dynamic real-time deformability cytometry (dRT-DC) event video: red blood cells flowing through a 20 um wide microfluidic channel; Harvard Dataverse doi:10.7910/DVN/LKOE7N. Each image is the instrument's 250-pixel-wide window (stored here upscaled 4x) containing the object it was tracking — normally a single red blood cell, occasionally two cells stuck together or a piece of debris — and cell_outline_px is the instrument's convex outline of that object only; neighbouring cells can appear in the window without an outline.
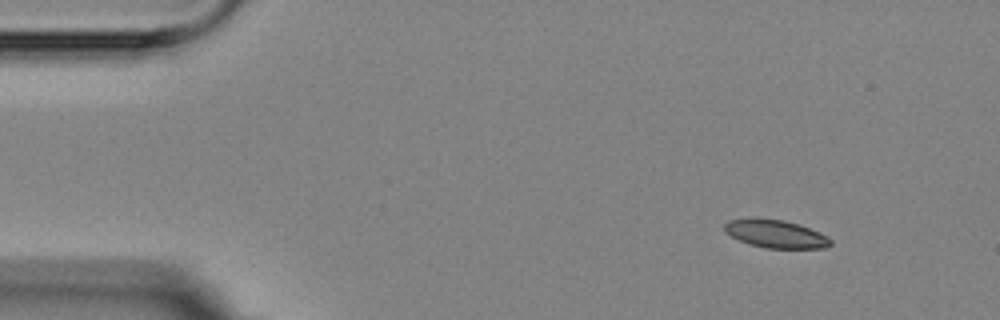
{"species": "Egyptian fruit bat (a non-hibernating species)", "species_latin": "Rousettus aegyptiacus", "temperature_condition": "room temperature", "stored_images_in_passage": 4, "camera_frame_rate_fps": 3000, "um_per_image_px": 0.085, "animal": {"sex": "female"}, "frame": {"image": 1, "passage_image": 1, "time_ms": 0.0, "image_size_px": [1000, 320], "cell_outline_px": [[832, 244], [824, 248], [768, 248], [752, 244], [740, 240], [724, 232], [724, 224], [728, 220], [748, 216], [756, 216], [784, 220], [800, 224], [820, 232], [828, 236], [832, 240]], "centroid_in_image_um": [65.91, 19.83], "position_along_channel_um": 19.1, "area_um2": 17.74}}